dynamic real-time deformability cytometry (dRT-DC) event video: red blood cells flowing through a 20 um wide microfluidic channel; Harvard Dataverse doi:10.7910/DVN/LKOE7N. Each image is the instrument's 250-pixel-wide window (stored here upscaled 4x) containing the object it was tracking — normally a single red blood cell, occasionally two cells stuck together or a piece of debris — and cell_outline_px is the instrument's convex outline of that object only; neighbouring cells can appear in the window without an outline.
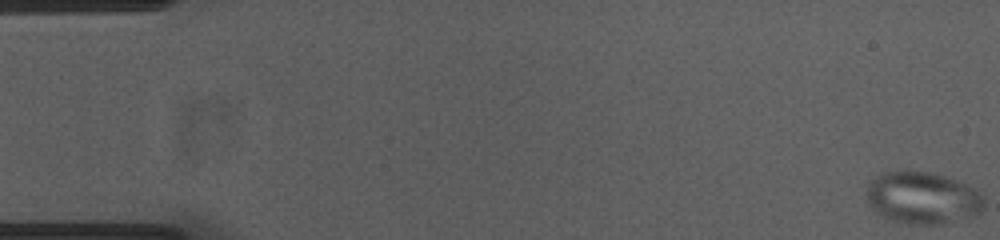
{"species": "common noctule bat (a hibernating species)", "species_latin": "Nyctalus noctula", "temperature_condition": "cold", "stored_images_in_passage": 55, "camera_frame_rate_fps": 3000, "um_per_image_px": 0.085, "animal": {"sex": "female", "body_mass_g": 23.0, "forearm_length_mm": 53.4}, "frame": {"image": 1, "passage_image": 1, "time_ms": 0.0, "image_size_px": [1000, 240], "cell_outline_px": [[984, 208], [980, 212], [944, 224], [908, 224], [892, 220], [880, 216], [868, 204], [864, 192], [868, 184], [876, 176], [884, 172], [896, 168], [928, 172], [944, 176], [968, 184], [976, 188], [984, 200]], "centroid_in_image_um": [78.36, 16.79], "position_along_channel_um": 6.6, "area_um2": 36.3}}
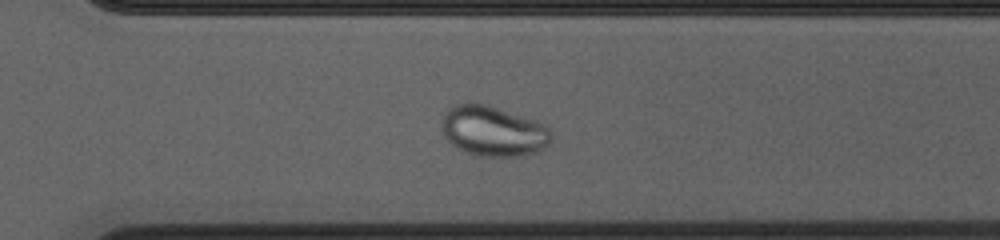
{"frame": {"image": 2, "passage_image": 39, "time_ms": 12.667, "image_size_px": [1000, 240], "cell_outline_px": [[552, 140], [544, 148], [536, 152], [520, 156], [472, 156], [452, 144], [444, 136], [440, 120], [456, 104], [468, 100], [488, 104], [532, 120], [548, 128], [552, 136]], "centroid_in_image_um": [41.88, 11.14], "position_along_channel_um": 328.7, "area_um2": 32.08}}
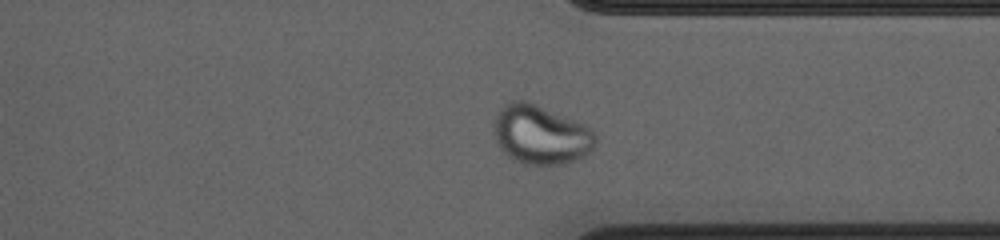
{"frame": {"image": 3, "passage_image": 42, "time_ms": 13.667, "image_size_px": [1000, 240], "cell_outline_px": [[596, 144], [584, 156], [560, 164], [524, 164], [512, 160], [500, 148], [496, 140], [492, 124], [500, 108], [504, 104], [512, 100], [528, 100], [584, 124], [596, 136]], "centroid_in_image_um": [45.91, 11.43], "position_along_channel_um": 365.5, "area_um2": 34.97}}